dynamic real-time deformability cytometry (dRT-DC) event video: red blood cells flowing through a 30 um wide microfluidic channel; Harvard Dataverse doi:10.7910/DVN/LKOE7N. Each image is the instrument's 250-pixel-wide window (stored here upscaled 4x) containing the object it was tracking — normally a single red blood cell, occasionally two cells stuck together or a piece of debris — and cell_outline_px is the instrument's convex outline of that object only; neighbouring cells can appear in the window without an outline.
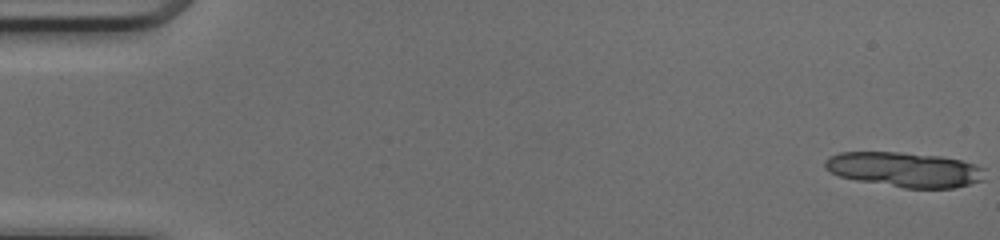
{"species": "common noctule bat (a hibernating species)", "species_latin": "Nyctalus noctula", "temperature_condition": "cold", "stored_images_in_passage": 14, "camera_frame_rate_fps": 3000, "um_per_image_px": 0.085, "animal": {"sex": "female", "body_mass_g": 17.0, "forearm_length_mm": 48.0}, "frame": {"image": 1, "passage_image": 1, "time_ms": 0.0, "image_size_px": [1000, 240], "cell_outline_px": [[984, 180], [952, 188], [904, 188], [856, 180], [840, 176], [828, 172], [824, 168], [824, 160], [828, 156], [840, 152], [900, 152], [940, 156], [960, 160], [976, 164], [984, 168]], "centroid_in_image_um": [76.86, 14.41], "position_along_channel_um": 8.1, "area_um2": 32.66}}